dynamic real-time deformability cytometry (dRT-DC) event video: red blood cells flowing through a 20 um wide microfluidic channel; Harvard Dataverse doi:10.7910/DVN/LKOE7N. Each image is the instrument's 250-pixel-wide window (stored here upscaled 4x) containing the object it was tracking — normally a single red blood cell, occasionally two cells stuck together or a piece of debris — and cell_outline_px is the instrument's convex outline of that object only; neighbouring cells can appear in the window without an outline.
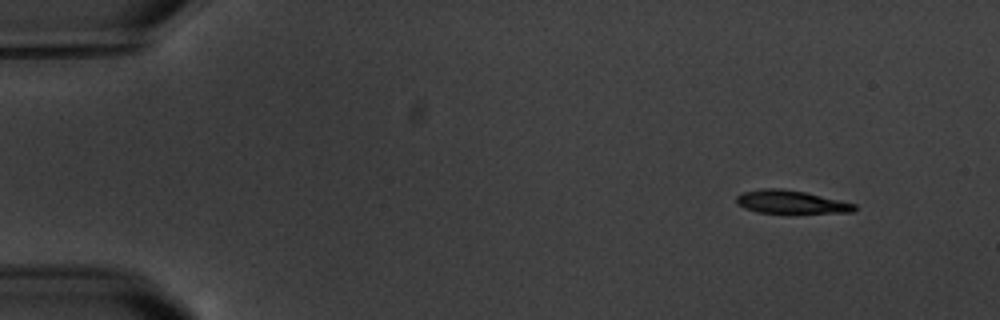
{"species": "common noctule bat (a hibernating species)", "species_latin": "Nyctalus noctula", "temperature_condition": "warm", "stored_images_in_passage": 8, "camera_frame_rate_fps": 3000, "um_per_image_px": 0.085, "animal": {"sex": "male", "body_mass_g": 20.1, "forearm_length_mm": 53.5}, "frame": {"image": 1, "passage_image": 1, "time_ms": 0.0, "image_size_px": [1000, 320], "cell_outline_px": [[856, 208], [852, 212], [792, 216], [788, 216], [756, 212], [744, 208], [736, 204], [736, 196], [740, 192], [764, 188], [784, 188], [804, 192], [840, 200], [856, 204]], "centroid_in_image_um": [67.22, 17.23], "position_along_channel_um": 17.8, "area_um2": 17.17}}
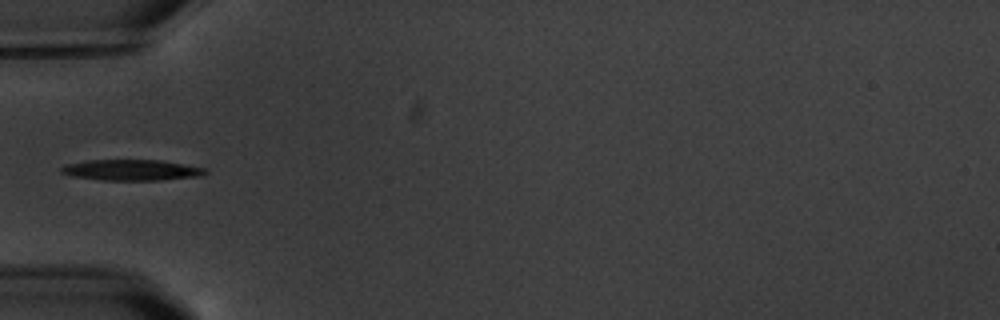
{"frame": {"image": 2, "passage_image": 5, "time_ms": 4.667, "image_size_px": [1000, 320], "cell_outline_px": [[208, 172], [200, 176], [160, 180], [100, 180], [72, 176], [60, 172], [60, 168], [64, 164], [88, 160], [160, 160], [184, 164], [204, 168]], "centroid_in_image_um": [11.14, 14.45], "position_along_channel_um": 73.9, "area_um2": 17.51}}
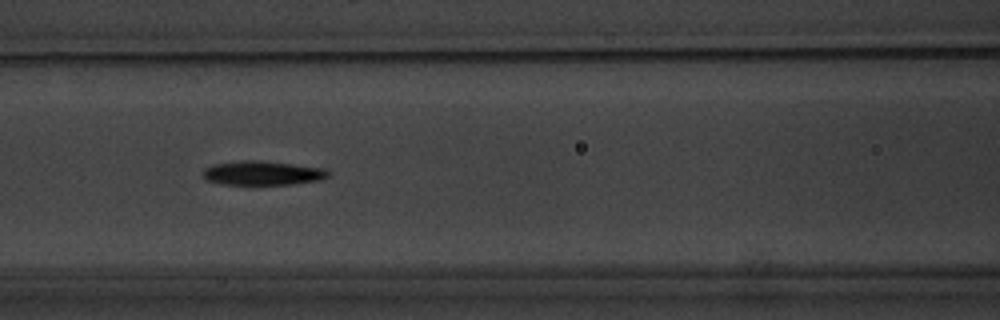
{"frame": {"image": 3, "passage_image": 7, "time_ms": 6.667, "image_size_px": [1000, 320], "cell_outline_px": [[328, 176], [320, 180], [292, 184], [224, 184], [208, 180], [200, 176], [204, 168], [212, 164], [244, 160], [256, 160], [292, 164], [324, 168], [328, 172]], "centroid_in_image_um": [22.26, 14.7], "position_along_channel_um": 144.3, "area_um2": 17.51}}